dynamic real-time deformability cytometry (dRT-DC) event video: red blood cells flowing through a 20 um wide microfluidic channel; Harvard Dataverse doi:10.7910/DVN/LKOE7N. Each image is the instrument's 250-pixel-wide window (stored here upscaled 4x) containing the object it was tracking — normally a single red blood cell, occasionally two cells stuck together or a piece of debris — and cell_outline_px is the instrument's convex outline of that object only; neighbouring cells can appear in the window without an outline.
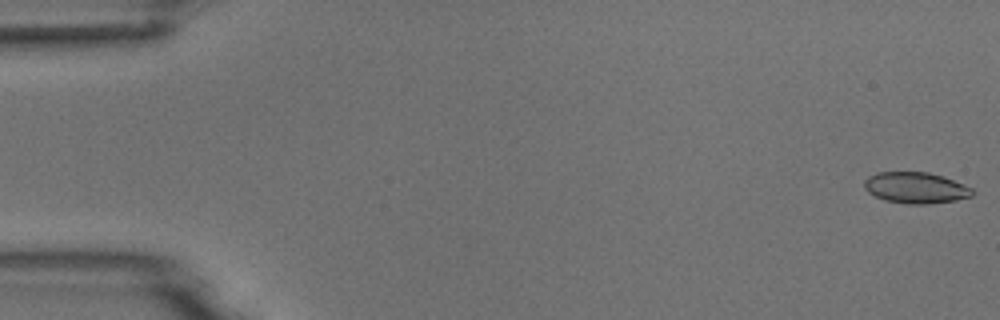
{"species": "common noctule bat (a hibernating species)", "species_latin": "Nyctalus noctula", "temperature_condition": "room temperature", "stored_images_in_passage": 4, "camera_frame_rate_fps": 3000, "um_per_image_px": 0.085, "animal": {"sex": "male", "body_mass_g": 18.8}, "frame": {"image": 1, "passage_image": 1, "time_ms": 0.0, "image_size_px": [1000, 320], "cell_outline_px": [[976, 192], [972, 196], [956, 200], [928, 204], [908, 204], [884, 200], [868, 192], [864, 188], [864, 180], [868, 176], [876, 172], [928, 172], [944, 176], [964, 184], [972, 188]], "centroid_in_image_um": [77.85, 15.95], "position_along_channel_um": 7.1, "area_um2": 19.83}}